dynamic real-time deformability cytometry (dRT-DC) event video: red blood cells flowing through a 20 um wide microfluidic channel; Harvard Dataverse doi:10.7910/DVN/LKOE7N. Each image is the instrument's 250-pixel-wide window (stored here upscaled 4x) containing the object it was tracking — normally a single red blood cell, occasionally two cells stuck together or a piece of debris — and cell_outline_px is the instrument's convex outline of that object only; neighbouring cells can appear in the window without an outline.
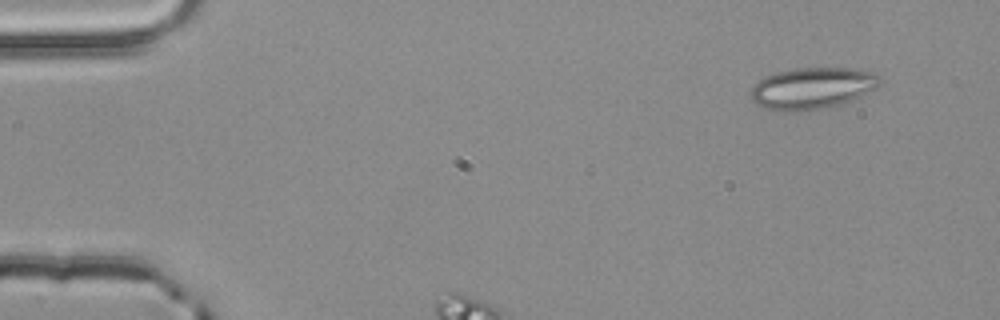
{"species": "common noctule bat (a hibernating species)", "species_latin": "Nyctalus noctula", "temperature_condition": "room temperature", "stored_images_in_passage": 3, "camera_frame_rate_fps": 3000, "um_per_image_px": 0.085, "animal": {"sex": "male", "body_mass_g": 20.4}, "frame": {"image": 1, "passage_image": 1, "time_ms": 0.0, "image_size_px": [1000, 320], "cell_outline_px": [[880, 84], [876, 88], [860, 96], [840, 104], [808, 112], [788, 112], [764, 108], [756, 104], [748, 96], [748, 88], [764, 76], [796, 68], [860, 68], [876, 72], [880, 76]], "centroid_in_image_um": [69.01, 7.5], "position_along_channel_um": 16.0, "area_um2": 31.91}}